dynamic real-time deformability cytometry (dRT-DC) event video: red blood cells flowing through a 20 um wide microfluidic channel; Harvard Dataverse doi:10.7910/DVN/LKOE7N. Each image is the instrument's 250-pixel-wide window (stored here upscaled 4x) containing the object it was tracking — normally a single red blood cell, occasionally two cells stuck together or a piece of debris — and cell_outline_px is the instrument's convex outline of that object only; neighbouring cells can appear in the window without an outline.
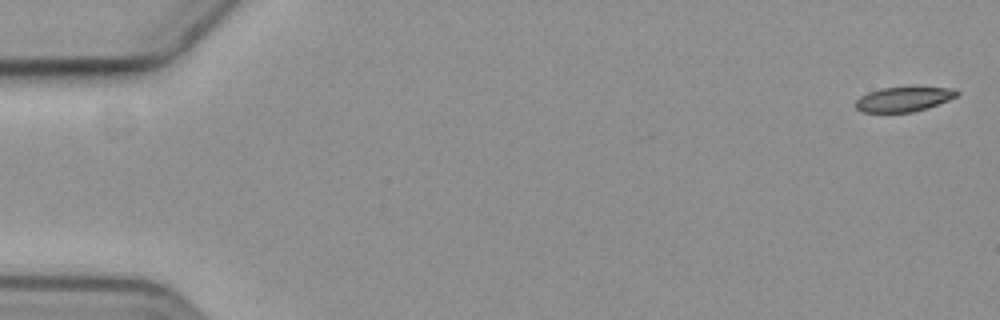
{"species": "common noctule bat (a hibernating species)", "species_latin": "Nyctalus noctula", "temperature_condition": "cold", "stored_images_in_passage": 6, "camera_frame_rate_fps": 3000, "um_per_image_px": 0.085, "animal": {"sex": "female", "body_mass_g": 19.3, "forearm_length_mm": 54.1}, "frame": {"image": 1, "passage_image": 1, "time_ms": 0.0, "image_size_px": [1000, 320], "cell_outline_px": [[960, 92], [956, 96], [948, 100], [912, 112], [860, 112], [856, 108], [856, 100], [860, 96], [868, 92], [880, 88], [956, 88]], "centroid_in_image_um": [76.77, 8.43], "position_along_channel_um": 8.2, "area_um2": 14.22}}
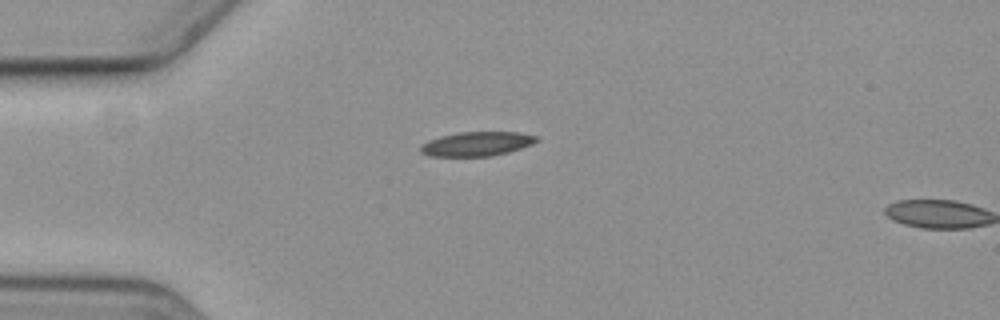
{"frame": {"image": 2, "passage_image": 5, "time_ms": 4.667, "image_size_px": [1000, 320], "cell_outline_px": [[540, 140], [532, 144], [508, 152], [492, 156], [428, 156], [420, 152], [420, 144], [428, 140], [440, 136], [460, 132], [516, 132], [540, 136]], "centroid_in_image_um": [40.52, 12.22], "position_along_channel_um": 44.5, "area_um2": 16.53}}